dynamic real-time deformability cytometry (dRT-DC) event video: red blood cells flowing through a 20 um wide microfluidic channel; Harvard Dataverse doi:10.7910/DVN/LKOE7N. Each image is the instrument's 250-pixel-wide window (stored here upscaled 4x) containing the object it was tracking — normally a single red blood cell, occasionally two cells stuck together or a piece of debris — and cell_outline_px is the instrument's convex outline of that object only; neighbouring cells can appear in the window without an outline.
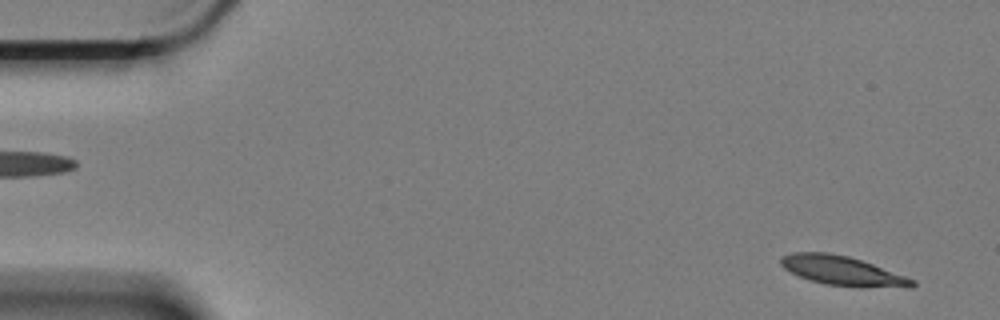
{"species": "Egyptian fruit bat (a non-hibernating species)", "species_latin": "Rousettus aegyptiacus", "temperature_condition": "cold", "stored_images_in_passage": 14, "camera_frame_rate_fps": 3000, "um_per_image_px": 0.085, "animal": {"sex": "female"}, "frame": {"image": 1, "passage_image": 3, "time_ms": 0.667, "image_size_px": [1000, 320], "cell_outline_px": [[916, 284], [912, 288], [860, 288], [824, 284], [808, 280], [784, 268], [780, 264], [780, 256], [792, 252], [828, 252], [848, 256], [872, 264], [916, 280]], "centroid_in_image_um": [71.63, 23.04], "position_along_channel_um": 13.4, "area_um2": 22.83}}